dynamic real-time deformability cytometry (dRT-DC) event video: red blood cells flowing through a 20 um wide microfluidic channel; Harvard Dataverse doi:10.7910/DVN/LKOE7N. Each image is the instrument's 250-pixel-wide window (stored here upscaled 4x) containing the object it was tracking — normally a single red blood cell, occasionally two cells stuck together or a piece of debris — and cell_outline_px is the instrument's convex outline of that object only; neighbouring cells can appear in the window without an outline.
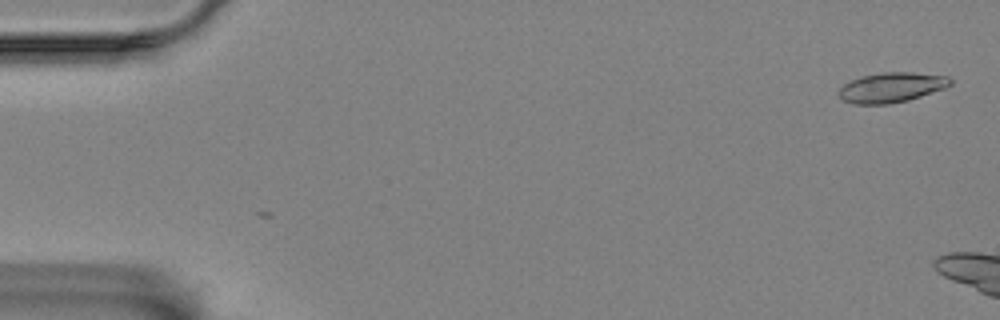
{"species": "Egyptian fruit bat (a non-hibernating species)", "species_latin": "Rousettus aegyptiacus", "temperature_condition": "room temperature", "stored_images_in_passage": 3, "camera_frame_rate_fps": 3000, "um_per_image_px": 0.085, "animal": {"sex": "female"}, "frame": {"image": 1, "passage_image": 1, "time_ms": 0.0, "image_size_px": [1000, 320], "cell_outline_px": [[952, 84], [944, 88], [908, 100], [888, 104], [852, 104], [844, 100], [840, 96], [840, 88], [844, 84], [852, 80], [864, 76], [884, 72], [912, 72], [948, 76], [952, 80]], "centroid_in_image_um": [75.8, 7.43], "position_along_channel_um": 9.2, "area_um2": 19.19}}